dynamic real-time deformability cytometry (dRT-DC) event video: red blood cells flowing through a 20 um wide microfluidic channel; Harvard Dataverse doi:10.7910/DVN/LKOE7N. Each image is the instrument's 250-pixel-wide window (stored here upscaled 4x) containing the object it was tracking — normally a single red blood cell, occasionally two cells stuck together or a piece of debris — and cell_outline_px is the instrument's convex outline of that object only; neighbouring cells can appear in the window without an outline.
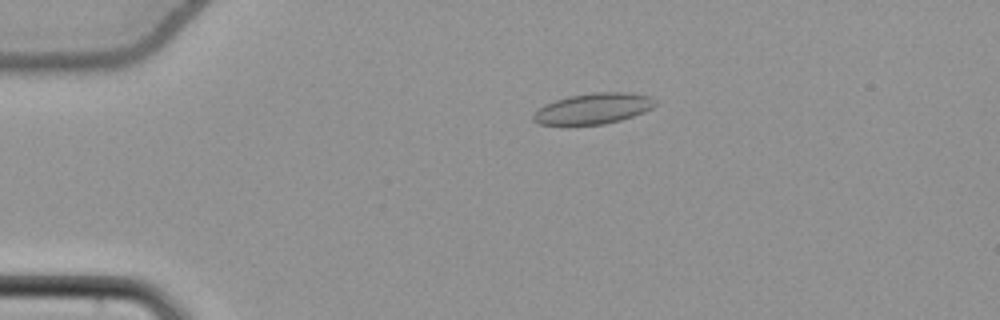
{"species": "common noctule bat (a hibernating species)", "species_latin": "Nyctalus noctula", "temperature_condition": "cold", "stored_images_in_passage": 51, "camera_frame_rate_fps": 3000, "um_per_image_px": 0.085, "animal": {"sex": "female", "body_mass_g": 22.7, "forearm_length_mm": 54.2}, "frame": {"image": 1, "passage_image": 9, "time_ms": 2.667, "image_size_px": [1000, 320], "cell_outline_px": [[656, 104], [652, 108], [644, 112], [620, 120], [604, 124], [568, 128], [540, 124], [532, 120], [532, 112], [544, 104], [568, 96], [592, 92], [628, 92], [652, 96], [656, 100]], "centroid_in_image_um": [50.35, 9.27], "position_along_channel_um": 34.7, "area_um2": 22.89}}
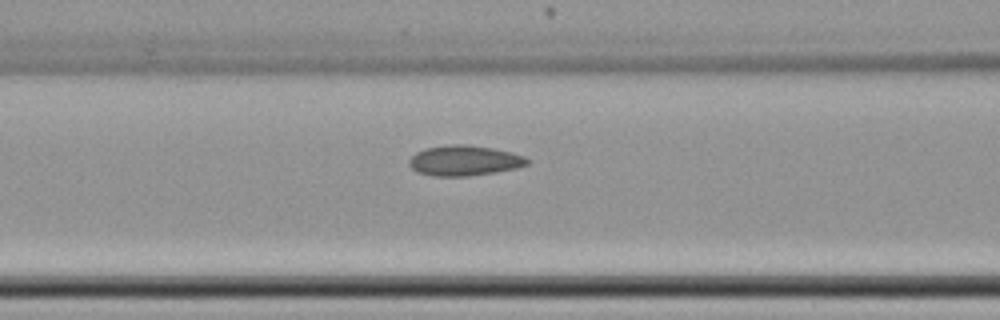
{"frame": {"image": 2, "passage_image": 20, "time_ms": 6.333, "image_size_px": [1000, 320], "cell_outline_px": [[532, 160], [528, 164], [516, 168], [496, 172], [468, 176], [432, 176], [416, 172], [408, 164], [408, 160], [416, 152], [424, 148], [456, 144], [468, 144], [492, 148], [512, 152], [524, 156]], "centroid_in_image_um": [39.47, 13.65], "position_along_channel_um": 127.1, "area_um2": 21.04}}
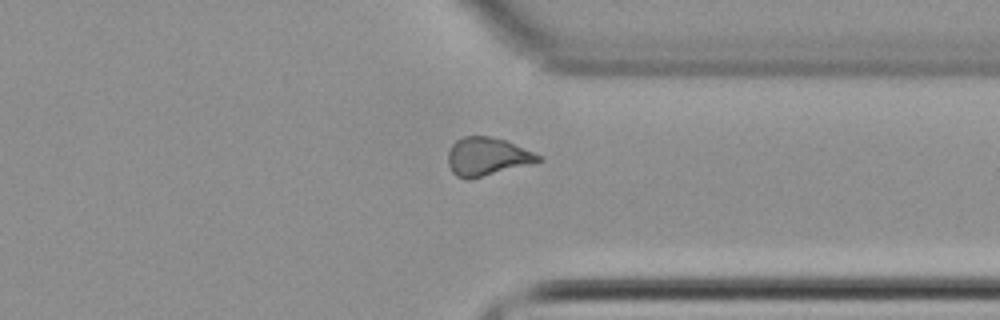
{"frame": {"image": 3, "passage_image": 39, "time_ms": 12.667, "image_size_px": [1000, 320], "cell_outline_px": [[544, 160], [532, 164], [468, 180], [464, 180], [456, 176], [452, 172], [448, 164], [448, 152], [452, 144], [456, 140], [464, 136], [492, 136], [504, 140], [544, 156]], "centroid_in_image_um": [41.42, 13.32], "position_along_channel_um": 370.0, "area_um2": 20.35}, "authors_computed_cell_mechanics": {"area_um2": 20.1144, "velocity_mm_per_s": 3.8341, "shape_relaxation_time_tau1_ms": null, "shape_relaxation_time_tau2_ms": 3.1161, "deformation_change_tau1": null, "deformation_change_tau2": 0.0985}}